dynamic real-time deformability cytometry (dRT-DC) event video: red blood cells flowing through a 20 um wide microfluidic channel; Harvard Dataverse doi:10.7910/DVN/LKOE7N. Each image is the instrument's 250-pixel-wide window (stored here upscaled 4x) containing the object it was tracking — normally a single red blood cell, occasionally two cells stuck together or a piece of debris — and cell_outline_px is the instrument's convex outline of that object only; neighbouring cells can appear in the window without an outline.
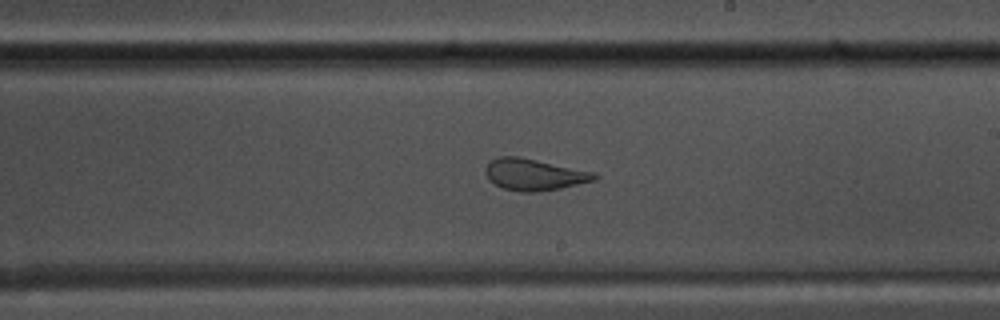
{"species": "common noctule bat (a hibernating species)", "species_latin": "Nyctalus noctula", "temperature_condition": "warm", "stored_images_in_passage": 43, "camera_frame_rate_fps": 3000, "um_per_image_px": 0.085, "animal": {"sex": "male", "body_mass_g": 17.5, "forearm_length_mm": 52.3}, "frame": {"image": 1, "passage_image": 31, "time_ms": 10.0, "image_size_px": [1000, 320], "cell_outline_px": [[600, 176], [596, 180], [560, 188], [536, 192], [520, 192], [504, 188], [488, 180], [484, 172], [484, 168], [492, 160], [500, 156], [520, 156], [596, 172]], "centroid_in_image_um": [45.42, 14.83], "position_along_channel_um": 243.6, "area_um2": 20.23}}
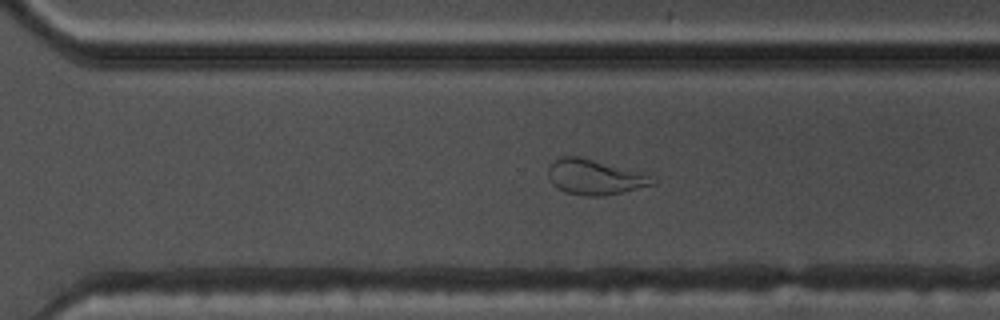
{"frame": {"image": 2, "passage_image": 37, "time_ms": 12.0, "image_size_px": [1000, 320], "cell_outline_px": [[656, 184], [620, 192], [600, 196], [584, 196], [564, 192], [556, 188], [552, 184], [548, 176], [548, 168], [560, 156], [580, 156], [640, 172], [648, 176]], "centroid_in_image_um": [50.47, 15.05], "position_along_channel_um": 320.1, "area_um2": 21.04}}
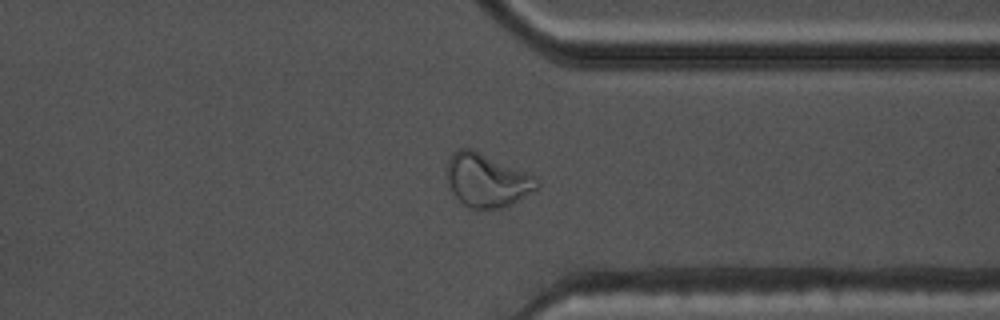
{"frame": {"image": 3, "passage_image": 41, "time_ms": 13.333, "image_size_px": [1000, 320], "cell_outline_px": [[540, 184], [536, 188], [512, 204], [504, 208], [468, 208], [448, 188], [448, 160], [452, 152], [460, 148], [472, 148], [536, 176], [540, 180]], "centroid_in_image_um": [41.39, 15.31], "position_along_channel_um": 370.0, "area_um2": 27.92}}